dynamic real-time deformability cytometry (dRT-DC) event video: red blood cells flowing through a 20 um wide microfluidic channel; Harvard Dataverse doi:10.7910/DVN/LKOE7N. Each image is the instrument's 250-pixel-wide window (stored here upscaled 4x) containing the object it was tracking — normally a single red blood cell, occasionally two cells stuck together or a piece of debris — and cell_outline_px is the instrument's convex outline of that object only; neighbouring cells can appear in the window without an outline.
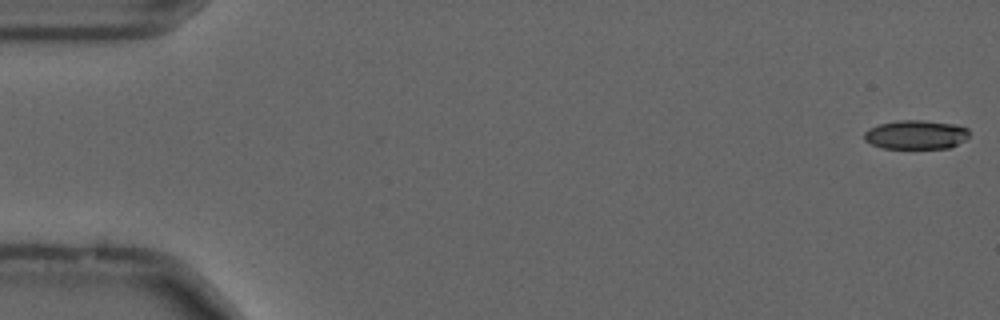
{"species": "common noctule bat (a hibernating species)", "species_latin": "Nyctalus noctula", "temperature_condition": "cold", "stored_images_in_passage": 19, "camera_frame_rate_fps": 3000, "um_per_image_px": 0.085, "animal": {"sex": "male", "forearm_length_mm": 52.5}, "frame": {"image": 1, "passage_image": 1, "time_ms": 0.0, "image_size_px": [1000, 320], "cell_outline_px": [[968, 136], [964, 140], [948, 148], [884, 148], [872, 144], [864, 140], [864, 132], [868, 128], [880, 124], [896, 120], [924, 120], [956, 124], [968, 128]], "centroid_in_image_um": [77.84, 11.43], "position_along_channel_um": 7.2, "area_um2": 17.74}}